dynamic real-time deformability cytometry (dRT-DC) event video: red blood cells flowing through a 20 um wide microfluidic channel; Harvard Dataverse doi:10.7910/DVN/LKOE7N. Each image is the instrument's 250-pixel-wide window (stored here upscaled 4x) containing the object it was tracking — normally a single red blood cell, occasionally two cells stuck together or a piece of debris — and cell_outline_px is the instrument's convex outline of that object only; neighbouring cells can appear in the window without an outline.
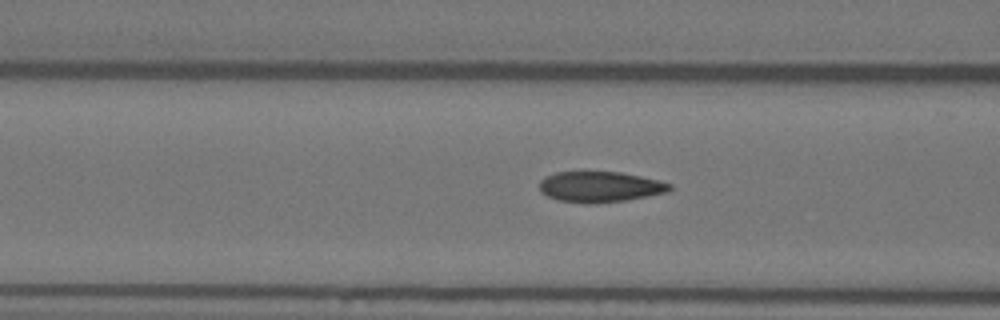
{"species": "Egyptian fruit bat (a non-hibernating species)", "species_latin": "Rousettus aegyptiacus", "temperature_condition": "warm", "stored_images_in_passage": 42, "camera_frame_rate_fps": 3000, "um_per_image_px": 0.085, "animal": {"sex": "female"}, "frame": {"image": 1, "passage_image": 19, "time_ms": 6.0, "image_size_px": [1000, 320], "cell_outline_px": [[672, 188], [668, 192], [648, 196], [624, 200], [596, 204], [584, 204], [556, 200], [540, 192], [540, 180], [544, 176], [556, 172], [584, 168], [620, 172], [660, 180], [672, 184]], "centroid_in_image_um": [50.94, 15.83], "position_along_channel_um": 115.7, "area_um2": 24.45}}
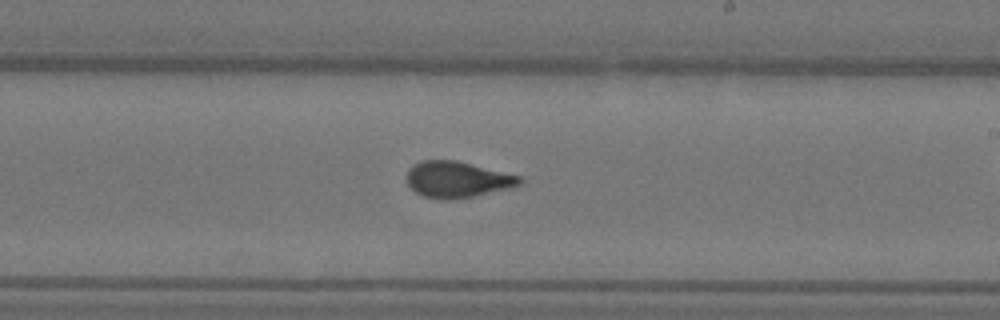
{"frame": {"image": 2, "passage_image": 30, "time_ms": 9.667, "image_size_px": [1000, 320], "cell_outline_px": [[524, 180], [520, 184], [512, 188], [452, 200], [440, 200], [424, 196], [416, 192], [408, 184], [408, 168], [412, 164], [420, 160], [456, 160], [520, 176]], "centroid_in_image_um": [38.86, 15.26], "position_along_channel_um": 250.1, "area_um2": 23.81}}
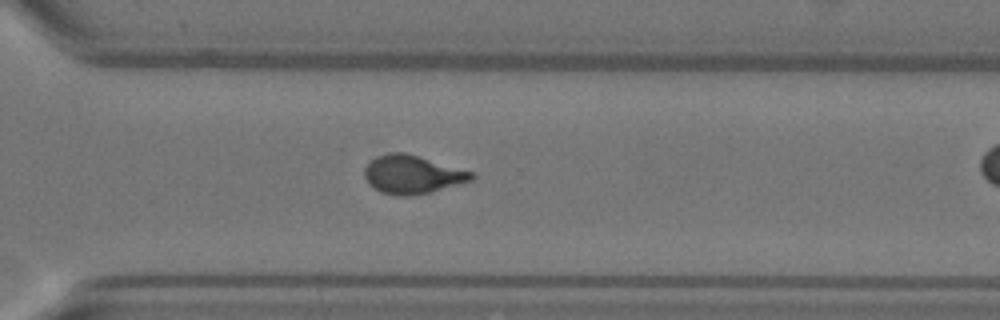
{"frame": {"image": 3, "passage_image": 37, "time_ms": 12.0, "image_size_px": [1000, 320], "cell_outline_px": [[476, 176], [472, 180], [460, 184], [428, 192], [408, 196], [400, 196], [380, 192], [368, 184], [364, 176], [364, 168], [376, 156], [388, 152], [404, 152], [472, 172]], "centroid_in_image_um": [35.0, 14.83], "position_along_channel_um": 335.6, "area_um2": 23.7}, "authors_computed_cell_mechanics": {"area_um2": 23.6113, "velocity_mm_per_s": 3.6791, "shape_relaxation_time_tau1_ms": 10.9935, "shape_relaxation_time_tau2_ms": 1.0978, "deformation_change_tau1": 0.2811, "deformation_change_tau2": 0.0582}}